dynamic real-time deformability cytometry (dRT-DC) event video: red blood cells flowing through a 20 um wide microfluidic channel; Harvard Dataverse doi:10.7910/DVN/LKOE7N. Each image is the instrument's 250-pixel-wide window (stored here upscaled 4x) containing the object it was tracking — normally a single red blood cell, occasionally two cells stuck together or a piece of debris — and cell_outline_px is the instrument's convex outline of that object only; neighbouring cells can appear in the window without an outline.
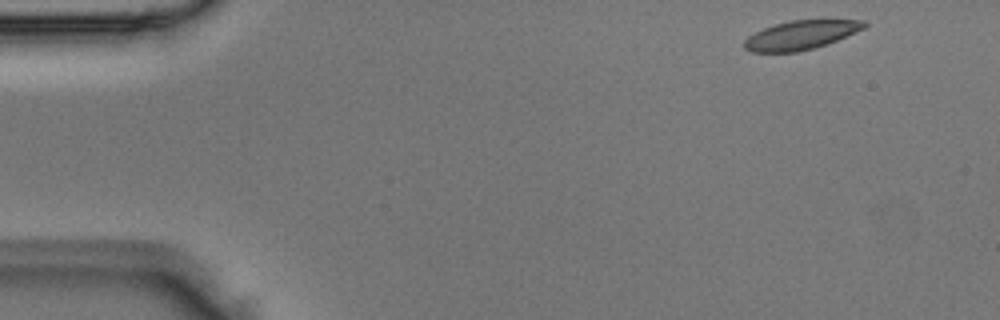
{"species": "Egyptian fruit bat (a non-hibernating species)", "species_latin": "Rousettus aegyptiacus", "temperature_condition": "room temperature", "stored_images_in_passage": 47, "camera_frame_rate_fps": 3000, "um_per_image_px": 0.085, "animal": {"sex": "male"}, "frame": {"image": 1, "passage_image": 1, "time_ms": 0.0, "image_size_px": [1000, 320], "cell_outline_px": [[868, 24], [864, 28], [856, 32], [836, 40], [812, 48], [796, 52], [752, 52], [744, 48], [744, 40], [748, 36], [764, 28], [776, 24], [792, 20], [864, 20]], "centroid_in_image_um": [68.06, 2.98], "position_along_channel_um": 16.9, "area_um2": 19.88}}
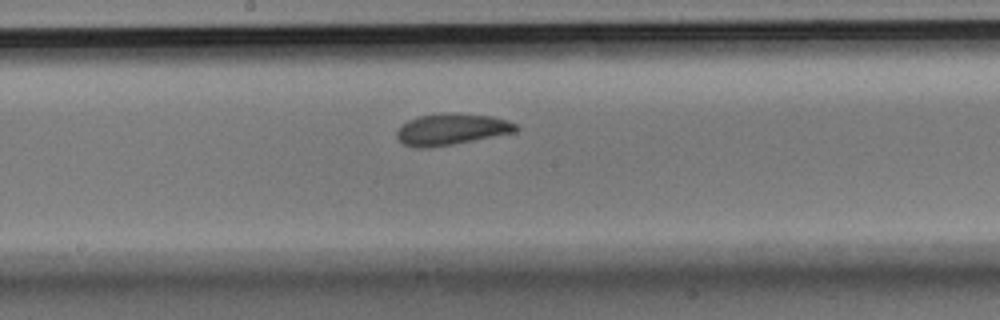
{"frame": {"image": 2, "passage_image": 23, "time_ms": 7.333, "image_size_px": [1000, 320], "cell_outline_px": [[520, 128], [516, 132], [452, 144], [428, 148], [416, 148], [404, 144], [396, 136], [396, 132], [408, 120], [420, 116], [448, 112], [456, 112], [492, 116], [508, 120], [516, 124]], "centroid_in_image_um": [38.41, 10.98], "position_along_channel_um": 209.8, "area_um2": 21.79}}
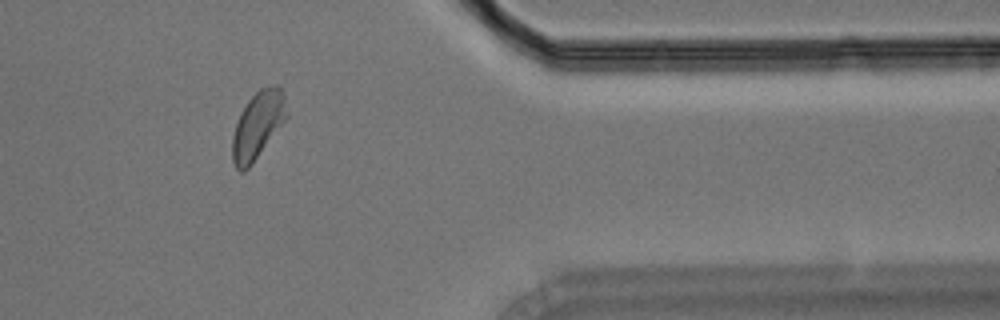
{"frame": {"image": 3, "passage_image": 38, "time_ms": 12.333, "image_size_px": [1000, 320], "cell_outline_px": [[288, 116], [252, 164], [244, 172], [240, 172], [236, 168], [232, 160], [232, 136], [240, 112], [248, 100], [260, 88], [268, 84], [280, 84], [284, 92], [288, 112]], "centroid_in_image_um": [21.93, 10.59], "position_along_channel_um": 389.5, "area_um2": 21.56}}